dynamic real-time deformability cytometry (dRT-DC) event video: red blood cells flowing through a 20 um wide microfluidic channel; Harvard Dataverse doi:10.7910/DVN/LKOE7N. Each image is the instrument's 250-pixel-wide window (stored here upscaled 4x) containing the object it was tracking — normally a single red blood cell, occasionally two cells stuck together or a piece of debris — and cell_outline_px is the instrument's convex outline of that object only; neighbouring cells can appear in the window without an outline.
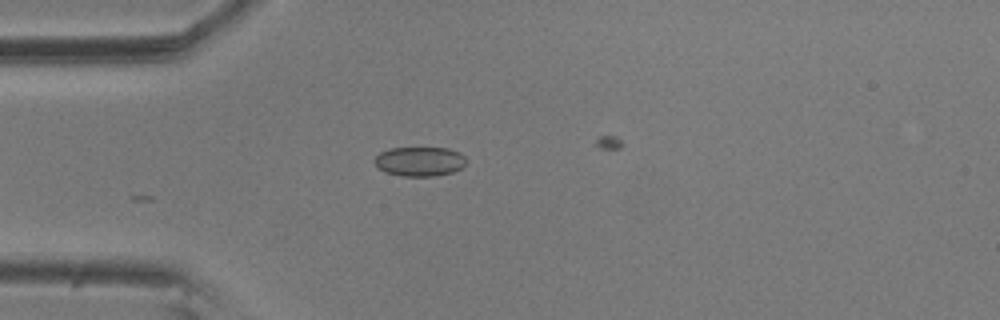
{"species": "common noctule bat (a hibernating species)", "species_latin": "Nyctalus noctula", "temperature_condition": "room temperature", "stored_images_in_passage": 5, "camera_frame_rate_fps": 3000, "um_per_image_px": 0.085, "animal": {"sex": "male", "body_mass_g": 20.5, "forearm_length_mm": 52.5}, "frame": {"image": 1, "passage_image": 5, "time_ms": 1.333, "image_size_px": [1000, 320], "cell_outline_px": [[464, 164], [460, 168], [452, 172], [436, 176], [404, 176], [384, 172], [372, 160], [380, 152], [392, 148], [448, 148], [460, 152], [464, 156]], "centroid_in_image_um": [35.65, 13.72], "position_along_channel_um": 49.3, "area_um2": 15.61}}